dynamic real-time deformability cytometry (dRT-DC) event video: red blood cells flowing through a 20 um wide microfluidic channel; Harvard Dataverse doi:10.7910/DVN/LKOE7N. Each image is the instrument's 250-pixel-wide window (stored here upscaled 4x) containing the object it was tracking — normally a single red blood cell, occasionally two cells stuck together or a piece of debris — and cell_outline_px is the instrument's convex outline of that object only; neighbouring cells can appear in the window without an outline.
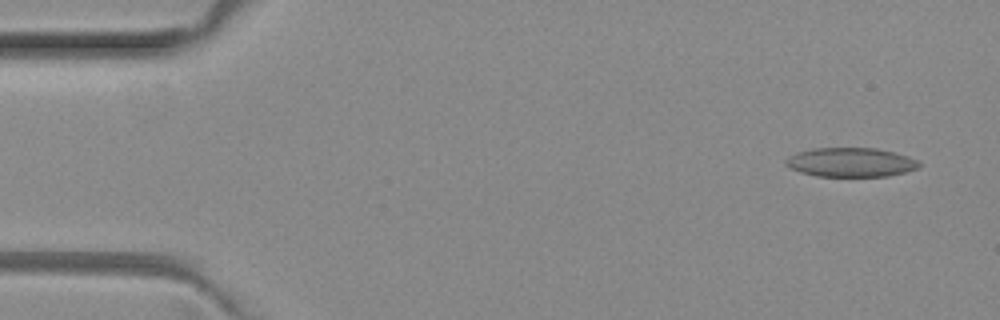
{"species": "common noctule bat (a hibernating species)", "species_latin": "Nyctalus noctula", "temperature_condition": "room temperature", "stored_images_in_passage": 5, "camera_frame_rate_fps": 3000, "um_per_image_px": 0.085, "animal": {"sex": "female", "body_mass_g": 29.2, "forearm_length_mm": 56.3}, "frame": {"image": 1, "passage_image": 1, "time_ms": 0.0, "image_size_px": [1000, 320], "cell_outline_px": [[920, 168], [888, 176], [816, 176], [800, 172], [784, 164], [784, 160], [788, 156], [812, 148], [876, 148], [908, 156], [916, 160], [920, 164]], "centroid_in_image_um": [72.3, 13.79], "position_along_channel_um": 12.7, "area_um2": 22.54}}